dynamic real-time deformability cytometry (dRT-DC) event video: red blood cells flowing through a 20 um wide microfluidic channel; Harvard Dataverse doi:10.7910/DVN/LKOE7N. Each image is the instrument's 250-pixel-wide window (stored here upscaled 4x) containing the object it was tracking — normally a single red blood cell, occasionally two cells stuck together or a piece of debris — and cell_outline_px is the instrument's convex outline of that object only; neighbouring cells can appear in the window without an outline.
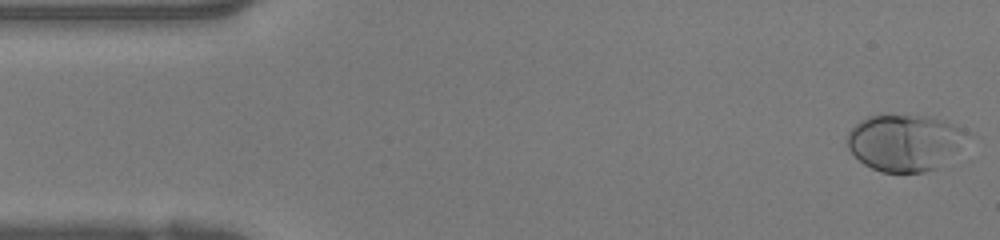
{"species": "human", "species_latin": "Homo sapiens", "temperature_condition": "warm", "stored_images_in_passage": 39, "camera_frame_rate_fps": 3000, "um_per_image_px": 0.085, "donor": {"sex": "female"}, "frame": {"image": 1, "passage_image": 1, "time_ms": 0.0, "image_size_px": [1000, 240], "cell_outline_px": [[956, 128], [936, 168], [924, 172], [880, 172], [864, 164], [848, 148], [848, 132], [860, 120], [868, 116], [932, 116], [944, 120], [952, 124]], "centroid_in_image_um": [76.54, 12.11], "position_along_channel_um": 8.5, "area_um2": 35.95}}
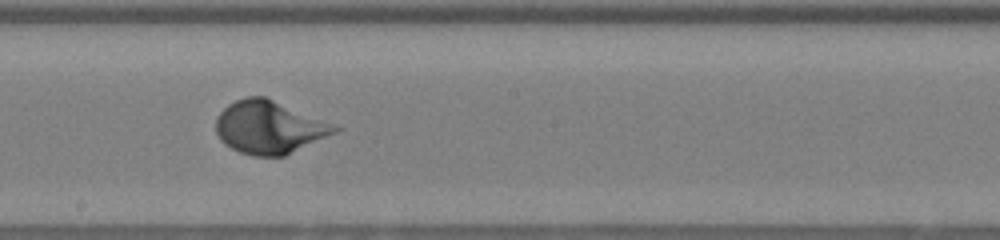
{"frame": {"image": 2, "passage_image": 21, "time_ms": 6.667, "image_size_px": [1000, 240], "cell_outline_px": [[344, 128], [336, 132], [284, 156], [252, 156], [240, 152], [224, 144], [220, 140], [216, 132], [216, 116], [228, 104], [244, 96], [264, 96]], "centroid_in_image_um": [22.85, 10.81], "position_along_channel_um": 225.3, "area_um2": 36.47}}
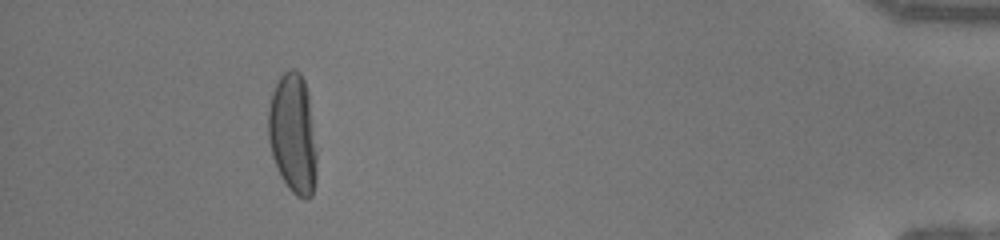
{"frame": {"image": 3, "passage_image": 36, "time_ms": 11.667, "image_size_px": [1000, 240], "cell_outline_px": [[316, 180], [312, 196], [304, 200], [296, 196], [288, 188], [280, 176], [272, 156], [268, 140], [268, 108], [272, 92], [280, 76], [288, 68], [296, 68], [300, 72], [304, 80], [308, 92], [316, 152]], "centroid_in_image_um": [24.89, 11.38], "position_along_channel_um": 410.3, "area_um2": 34.22}}